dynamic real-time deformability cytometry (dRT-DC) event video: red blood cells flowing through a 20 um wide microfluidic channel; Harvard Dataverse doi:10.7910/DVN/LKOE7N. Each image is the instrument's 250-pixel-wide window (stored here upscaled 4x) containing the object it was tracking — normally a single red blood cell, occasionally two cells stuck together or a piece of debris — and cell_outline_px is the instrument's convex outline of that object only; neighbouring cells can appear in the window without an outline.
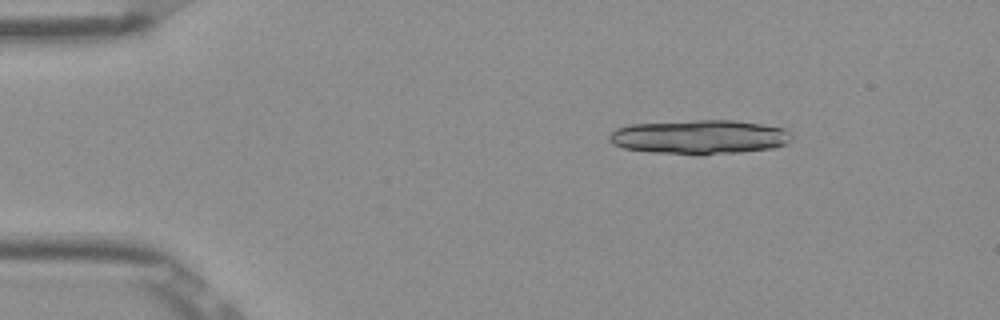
{"species": "Egyptian fruit bat (a non-hibernating species)", "species_latin": "Rousettus aegyptiacus", "temperature_condition": "room temperature", "stored_images_in_passage": 11, "camera_frame_rate_fps": 3000, "um_per_image_px": 0.085, "frame": {"image": 1, "passage_image": 1, "time_ms": 0.0, "image_size_px": [1000, 320], "cell_outline_px": [[792, 140], [788, 144], [772, 148], [740, 152], [704, 156], [696, 156], [652, 152], [624, 148], [612, 144], [608, 140], [608, 136], [616, 128], [632, 124], [696, 120], [732, 120], [760, 124], [784, 128], [792, 136]], "centroid_in_image_um": [59.46, 11.66], "position_along_channel_um": 25.5, "area_um2": 36.82}}